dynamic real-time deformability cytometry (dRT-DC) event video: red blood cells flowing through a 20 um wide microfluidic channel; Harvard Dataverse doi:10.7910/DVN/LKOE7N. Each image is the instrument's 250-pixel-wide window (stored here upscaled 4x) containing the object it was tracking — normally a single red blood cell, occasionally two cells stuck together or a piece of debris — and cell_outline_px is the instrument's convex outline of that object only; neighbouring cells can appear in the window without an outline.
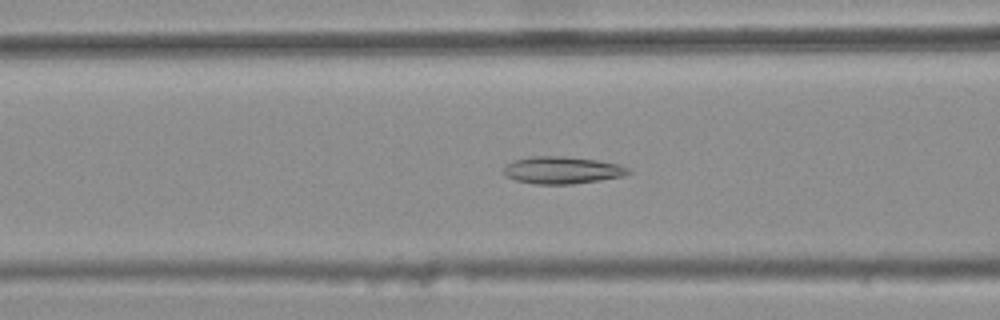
{"species": "common noctule bat (a hibernating species)", "species_latin": "Nyctalus noctula", "temperature_condition": "warm", "stored_images_in_passage": 36, "camera_frame_rate_fps": 3000, "um_per_image_px": 0.085, "animal": {"sex": "female", "body_mass_g": 25.1}, "frame": {"image": 1, "passage_image": 11, "time_ms": 3.333, "image_size_px": [1000, 320], "cell_outline_px": [[632, 172], [620, 176], [600, 180], [572, 184], [532, 184], [516, 180], [504, 176], [504, 164], [512, 160], [532, 156], [564, 156], [596, 160], [616, 164], [628, 168]], "centroid_in_image_um": [47.7, 14.46], "position_along_channel_um": 118.9, "area_um2": 19.77}}
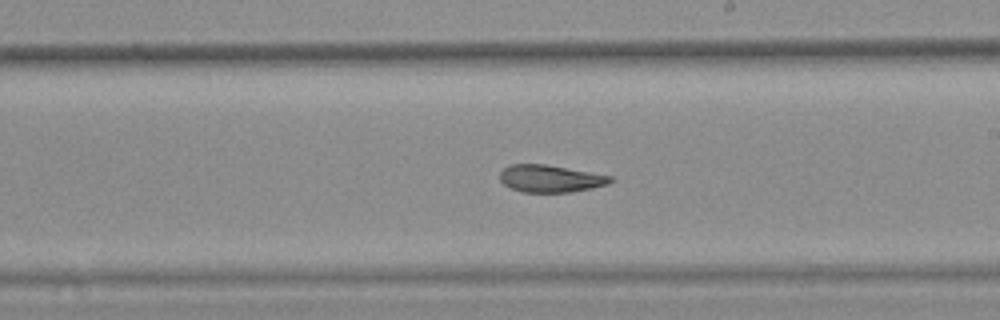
{"frame": {"image": 2, "passage_image": 21, "time_ms": 6.667, "image_size_px": [1000, 320], "cell_outline_px": [[616, 180], [608, 184], [592, 188], [572, 192], [524, 192], [512, 188], [504, 184], [500, 180], [500, 172], [504, 168], [512, 164], [544, 164], [612, 176]], "centroid_in_image_um": [46.81, 15.18], "position_along_channel_um": 242.2, "area_um2": 17.46}}
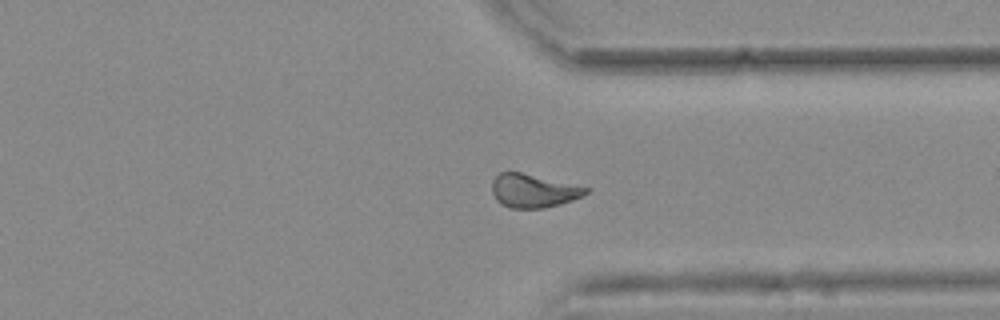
{"frame": {"image": 3, "passage_image": 31, "time_ms": 10.0, "image_size_px": [1000, 320], "cell_outline_px": [[588, 192], [572, 200], [560, 204], [544, 208], [512, 208], [500, 204], [496, 200], [492, 192], [492, 180], [500, 172], [520, 172], [588, 188]], "centroid_in_image_um": [45.27, 16.22], "position_along_channel_um": 366.1, "area_um2": 17.98}, "authors_computed_cell_mechanics": {"area_um2": 18.3515, "velocity_mm_per_s": 3.71, "shape_relaxation_time_tau1_ms": null, "shape_relaxation_time_tau2_ms": 3.012, "deformation_change_tau1": null, "deformation_change_tau2": 0.0918}}